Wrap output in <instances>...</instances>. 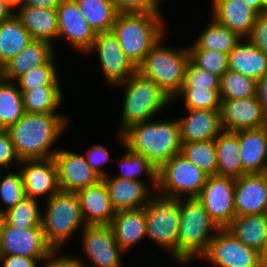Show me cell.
Instances as JSON below:
<instances>
[{"instance_id": "1", "label": "cell", "mask_w": 267, "mask_h": 267, "mask_svg": "<svg viewBox=\"0 0 267 267\" xmlns=\"http://www.w3.org/2000/svg\"><path fill=\"white\" fill-rule=\"evenodd\" d=\"M68 119L59 114L27 113L7 131L21 160L50 159L57 149L50 151L54 141L67 127Z\"/></svg>"}, {"instance_id": "2", "label": "cell", "mask_w": 267, "mask_h": 267, "mask_svg": "<svg viewBox=\"0 0 267 267\" xmlns=\"http://www.w3.org/2000/svg\"><path fill=\"white\" fill-rule=\"evenodd\" d=\"M118 137L125 148L144 155L157 169L179 154L182 148L177 120L136 123L119 133Z\"/></svg>"}, {"instance_id": "3", "label": "cell", "mask_w": 267, "mask_h": 267, "mask_svg": "<svg viewBox=\"0 0 267 267\" xmlns=\"http://www.w3.org/2000/svg\"><path fill=\"white\" fill-rule=\"evenodd\" d=\"M161 13H118L111 31L126 57L138 67L145 55L164 38Z\"/></svg>"}, {"instance_id": "4", "label": "cell", "mask_w": 267, "mask_h": 267, "mask_svg": "<svg viewBox=\"0 0 267 267\" xmlns=\"http://www.w3.org/2000/svg\"><path fill=\"white\" fill-rule=\"evenodd\" d=\"M183 199L180 198V225L177 239L179 264L188 263L196 256L201 257L214 237V232L220 229L198 197Z\"/></svg>"}, {"instance_id": "5", "label": "cell", "mask_w": 267, "mask_h": 267, "mask_svg": "<svg viewBox=\"0 0 267 267\" xmlns=\"http://www.w3.org/2000/svg\"><path fill=\"white\" fill-rule=\"evenodd\" d=\"M161 38L145 55L137 71L156 83L171 99H175L184 83L187 64L190 60L188 47L170 49Z\"/></svg>"}, {"instance_id": "6", "label": "cell", "mask_w": 267, "mask_h": 267, "mask_svg": "<svg viewBox=\"0 0 267 267\" xmlns=\"http://www.w3.org/2000/svg\"><path fill=\"white\" fill-rule=\"evenodd\" d=\"M117 85L125 88L119 133L133 124L150 120L172 100L156 83L138 71Z\"/></svg>"}, {"instance_id": "7", "label": "cell", "mask_w": 267, "mask_h": 267, "mask_svg": "<svg viewBox=\"0 0 267 267\" xmlns=\"http://www.w3.org/2000/svg\"><path fill=\"white\" fill-rule=\"evenodd\" d=\"M42 227L47 242L54 250L60 249L73 233L85 222L76 193L59 191L46 203Z\"/></svg>"}, {"instance_id": "8", "label": "cell", "mask_w": 267, "mask_h": 267, "mask_svg": "<svg viewBox=\"0 0 267 267\" xmlns=\"http://www.w3.org/2000/svg\"><path fill=\"white\" fill-rule=\"evenodd\" d=\"M209 175L181 153L166 161L157 171L158 195L180 199L198 197ZM185 194V195H182Z\"/></svg>"}, {"instance_id": "9", "label": "cell", "mask_w": 267, "mask_h": 267, "mask_svg": "<svg viewBox=\"0 0 267 267\" xmlns=\"http://www.w3.org/2000/svg\"><path fill=\"white\" fill-rule=\"evenodd\" d=\"M144 208L147 238L172 253L177 262L180 199L155 194Z\"/></svg>"}, {"instance_id": "10", "label": "cell", "mask_w": 267, "mask_h": 267, "mask_svg": "<svg viewBox=\"0 0 267 267\" xmlns=\"http://www.w3.org/2000/svg\"><path fill=\"white\" fill-rule=\"evenodd\" d=\"M218 267H263V254L247 247L226 228H220L201 256Z\"/></svg>"}, {"instance_id": "11", "label": "cell", "mask_w": 267, "mask_h": 267, "mask_svg": "<svg viewBox=\"0 0 267 267\" xmlns=\"http://www.w3.org/2000/svg\"><path fill=\"white\" fill-rule=\"evenodd\" d=\"M234 192V178L212 175L208 177L198 196L219 228H226L236 216Z\"/></svg>"}, {"instance_id": "12", "label": "cell", "mask_w": 267, "mask_h": 267, "mask_svg": "<svg viewBox=\"0 0 267 267\" xmlns=\"http://www.w3.org/2000/svg\"><path fill=\"white\" fill-rule=\"evenodd\" d=\"M53 251L42 226L23 229L3 223L0 234V255L47 257Z\"/></svg>"}, {"instance_id": "13", "label": "cell", "mask_w": 267, "mask_h": 267, "mask_svg": "<svg viewBox=\"0 0 267 267\" xmlns=\"http://www.w3.org/2000/svg\"><path fill=\"white\" fill-rule=\"evenodd\" d=\"M97 49L102 72L111 85L127 80L137 67L124 54L117 37L112 31L96 34L93 46L88 53Z\"/></svg>"}, {"instance_id": "14", "label": "cell", "mask_w": 267, "mask_h": 267, "mask_svg": "<svg viewBox=\"0 0 267 267\" xmlns=\"http://www.w3.org/2000/svg\"><path fill=\"white\" fill-rule=\"evenodd\" d=\"M82 233L84 252L94 267H122L119 254L124 250L118 245L110 225H86Z\"/></svg>"}, {"instance_id": "15", "label": "cell", "mask_w": 267, "mask_h": 267, "mask_svg": "<svg viewBox=\"0 0 267 267\" xmlns=\"http://www.w3.org/2000/svg\"><path fill=\"white\" fill-rule=\"evenodd\" d=\"M53 158L61 191L76 193L102 180L83 155L63 149L58 150Z\"/></svg>"}, {"instance_id": "16", "label": "cell", "mask_w": 267, "mask_h": 267, "mask_svg": "<svg viewBox=\"0 0 267 267\" xmlns=\"http://www.w3.org/2000/svg\"><path fill=\"white\" fill-rule=\"evenodd\" d=\"M57 38L66 37L72 46L85 54L90 51L96 38L95 30L81 13L75 0H63L57 7Z\"/></svg>"}, {"instance_id": "17", "label": "cell", "mask_w": 267, "mask_h": 267, "mask_svg": "<svg viewBox=\"0 0 267 267\" xmlns=\"http://www.w3.org/2000/svg\"><path fill=\"white\" fill-rule=\"evenodd\" d=\"M219 112L222 129L230 132L262 127L267 118L257 96L221 101Z\"/></svg>"}, {"instance_id": "18", "label": "cell", "mask_w": 267, "mask_h": 267, "mask_svg": "<svg viewBox=\"0 0 267 267\" xmlns=\"http://www.w3.org/2000/svg\"><path fill=\"white\" fill-rule=\"evenodd\" d=\"M20 173L25 189V196L37 199L47 196L48 200L52 195L60 191L58 183V172L54 158L21 160Z\"/></svg>"}, {"instance_id": "19", "label": "cell", "mask_w": 267, "mask_h": 267, "mask_svg": "<svg viewBox=\"0 0 267 267\" xmlns=\"http://www.w3.org/2000/svg\"><path fill=\"white\" fill-rule=\"evenodd\" d=\"M236 216L264 214L267 207V180L263 173L243 174L235 179Z\"/></svg>"}, {"instance_id": "20", "label": "cell", "mask_w": 267, "mask_h": 267, "mask_svg": "<svg viewBox=\"0 0 267 267\" xmlns=\"http://www.w3.org/2000/svg\"><path fill=\"white\" fill-rule=\"evenodd\" d=\"M85 225H111L116 211L112 207L104 180L76 192Z\"/></svg>"}, {"instance_id": "21", "label": "cell", "mask_w": 267, "mask_h": 267, "mask_svg": "<svg viewBox=\"0 0 267 267\" xmlns=\"http://www.w3.org/2000/svg\"><path fill=\"white\" fill-rule=\"evenodd\" d=\"M186 110L188 115L177 119L182 143L215 140L223 131L219 110Z\"/></svg>"}, {"instance_id": "22", "label": "cell", "mask_w": 267, "mask_h": 267, "mask_svg": "<svg viewBox=\"0 0 267 267\" xmlns=\"http://www.w3.org/2000/svg\"><path fill=\"white\" fill-rule=\"evenodd\" d=\"M213 19L246 39L259 15L243 0H212Z\"/></svg>"}, {"instance_id": "23", "label": "cell", "mask_w": 267, "mask_h": 267, "mask_svg": "<svg viewBox=\"0 0 267 267\" xmlns=\"http://www.w3.org/2000/svg\"><path fill=\"white\" fill-rule=\"evenodd\" d=\"M102 179L116 212L144 208L153 197L148 194V187L141 180L120 179L108 175Z\"/></svg>"}, {"instance_id": "24", "label": "cell", "mask_w": 267, "mask_h": 267, "mask_svg": "<svg viewBox=\"0 0 267 267\" xmlns=\"http://www.w3.org/2000/svg\"><path fill=\"white\" fill-rule=\"evenodd\" d=\"M54 44L44 40H32L15 57L2 66V78L8 81L17 80L30 70L47 64L54 57Z\"/></svg>"}, {"instance_id": "25", "label": "cell", "mask_w": 267, "mask_h": 267, "mask_svg": "<svg viewBox=\"0 0 267 267\" xmlns=\"http://www.w3.org/2000/svg\"><path fill=\"white\" fill-rule=\"evenodd\" d=\"M243 174L263 173L267 164V139L262 127L238 131Z\"/></svg>"}, {"instance_id": "26", "label": "cell", "mask_w": 267, "mask_h": 267, "mask_svg": "<svg viewBox=\"0 0 267 267\" xmlns=\"http://www.w3.org/2000/svg\"><path fill=\"white\" fill-rule=\"evenodd\" d=\"M244 41L242 39L228 54V70L258 81L267 74V55L247 38Z\"/></svg>"}, {"instance_id": "27", "label": "cell", "mask_w": 267, "mask_h": 267, "mask_svg": "<svg viewBox=\"0 0 267 267\" xmlns=\"http://www.w3.org/2000/svg\"><path fill=\"white\" fill-rule=\"evenodd\" d=\"M110 226L118 245L127 251L147 237L145 208L117 211Z\"/></svg>"}, {"instance_id": "28", "label": "cell", "mask_w": 267, "mask_h": 267, "mask_svg": "<svg viewBox=\"0 0 267 267\" xmlns=\"http://www.w3.org/2000/svg\"><path fill=\"white\" fill-rule=\"evenodd\" d=\"M16 10V16L33 39L53 43L58 34L57 10L23 5Z\"/></svg>"}, {"instance_id": "29", "label": "cell", "mask_w": 267, "mask_h": 267, "mask_svg": "<svg viewBox=\"0 0 267 267\" xmlns=\"http://www.w3.org/2000/svg\"><path fill=\"white\" fill-rule=\"evenodd\" d=\"M226 229L247 247L265 253L267 218L264 214L235 216Z\"/></svg>"}, {"instance_id": "30", "label": "cell", "mask_w": 267, "mask_h": 267, "mask_svg": "<svg viewBox=\"0 0 267 267\" xmlns=\"http://www.w3.org/2000/svg\"><path fill=\"white\" fill-rule=\"evenodd\" d=\"M217 150L216 175L239 178L243 175L238 131L223 130L215 139Z\"/></svg>"}, {"instance_id": "31", "label": "cell", "mask_w": 267, "mask_h": 267, "mask_svg": "<svg viewBox=\"0 0 267 267\" xmlns=\"http://www.w3.org/2000/svg\"><path fill=\"white\" fill-rule=\"evenodd\" d=\"M32 40L34 39L16 14L2 21L0 23V66L2 67L20 53Z\"/></svg>"}, {"instance_id": "32", "label": "cell", "mask_w": 267, "mask_h": 267, "mask_svg": "<svg viewBox=\"0 0 267 267\" xmlns=\"http://www.w3.org/2000/svg\"><path fill=\"white\" fill-rule=\"evenodd\" d=\"M90 26L99 32H109L118 15L113 0H75Z\"/></svg>"}, {"instance_id": "33", "label": "cell", "mask_w": 267, "mask_h": 267, "mask_svg": "<svg viewBox=\"0 0 267 267\" xmlns=\"http://www.w3.org/2000/svg\"><path fill=\"white\" fill-rule=\"evenodd\" d=\"M25 114L22 92L17 83L0 81V127L7 130Z\"/></svg>"}, {"instance_id": "34", "label": "cell", "mask_w": 267, "mask_h": 267, "mask_svg": "<svg viewBox=\"0 0 267 267\" xmlns=\"http://www.w3.org/2000/svg\"><path fill=\"white\" fill-rule=\"evenodd\" d=\"M241 40L237 33L212 19L193 44L198 49H213L229 54Z\"/></svg>"}, {"instance_id": "35", "label": "cell", "mask_w": 267, "mask_h": 267, "mask_svg": "<svg viewBox=\"0 0 267 267\" xmlns=\"http://www.w3.org/2000/svg\"><path fill=\"white\" fill-rule=\"evenodd\" d=\"M22 96L25 112L56 114L63 94L60 86H45L25 91Z\"/></svg>"}, {"instance_id": "36", "label": "cell", "mask_w": 267, "mask_h": 267, "mask_svg": "<svg viewBox=\"0 0 267 267\" xmlns=\"http://www.w3.org/2000/svg\"><path fill=\"white\" fill-rule=\"evenodd\" d=\"M180 153L207 175H216L217 150L215 140L182 143Z\"/></svg>"}, {"instance_id": "37", "label": "cell", "mask_w": 267, "mask_h": 267, "mask_svg": "<svg viewBox=\"0 0 267 267\" xmlns=\"http://www.w3.org/2000/svg\"><path fill=\"white\" fill-rule=\"evenodd\" d=\"M4 222L13 228L42 226V212L37 199L24 197L15 206L3 212Z\"/></svg>"}, {"instance_id": "38", "label": "cell", "mask_w": 267, "mask_h": 267, "mask_svg": "<svg viewBox=\"0 0 267 267\" xmlns=\"http://www.w3.org/2000/svg\"><path fill=\"white\" fill-rule=\"evenodd\" d=\"M257 95V81L238 72L227 70L220 77L221 101L242 99Z\"/></svg>"}, {"instance_id": "39", "label": "cell", "mask_w": 267, "mask_h": 267, "mask_svg": "<svg viewBox=\"0 0 267 267\" xmlns=\"http://www.w3.org/2000/svg\"><path fill=\"white\" fill-rule=\"evenodd\" d=\"M120 174L114 176L120 179L140 180L139 174L145 173L152 182V186L157 190L158 169L144 156L130 151L126 148L125 156L120 160Z\"/></svg>"}, {"instance_id": "40", "label": "cell", "mask_w": 267, "mask_h": 267, "mask_svg": "<svg viewBox=\"0 0 267 267\" xmlns=\"http://www.w3.org/2000/svg\"><path fill=\"white\" fill-rule=\"evenodd\" d=\"M54 57L45 65L36 67L16 80L18 88L23 93L45 86H60Z\"/></svg>"}, {"instance_id": "41", "label": "cell", "mask_w": 267, "mask_h": 267, "mask_svg": "<svg viewBox=\"0 0 267 267\" xmlns=\"http://www.w3.org/2000/svg\"><path fill=\"white\" fill-rule=\"evenodd\" d=\"M193 45V46H192ZM189 46L190 61L198 68L221 77L228 70V54L213 49H198Z\"/></svg>"}, {"instance_id": "42", "label": "cell", "mask_w": 267, "mask_h": 267, "mask_svg": "<svg viewBox=\"0 0 267 267\" xmlns=\"http://www.w3.org/2000/svg\"><path fill=\"white\" fill-rule=\"evenodd\" d=\"M180 95L184 97L186 109H220V89H206L201 87L181 88L175 97L178 98Z\"/></svg>"}, {"instance_id": "43", "label": "cell", "mask_w": 267, "mask_h": 267, "mask_svg": "<svg viewBox=\"0 0 267 267\" xmlns=\"http://www.w3.org/2000/svg\"><path fill=\"white\" fill-rule=\"evenodd\" d=\"M0 179V197L6 206L4 210H0L3 213L25 197V189L20 171L18 173L9 172L3 179Z\"/></svg>"}, {"instance_id": "44", "label": "cell", "mask_w": 267, "mask_h": 267, "mask_svg": "<svg viewBox=\"0 0 267 267\" xmlns=\"http://www.w3.org/2000/svg\"><path fill=\"white\" fill-rule=\"evenodd\" d=\"M195 87L220 89V77L198 68L189 60L186 67L184 83L181 88Z\"/></svg>"}, {"instance_id": "45", "label": "cell", "mask_w": 267, "mask_h": 267, "mask_svg": "<svg viewBox=\"0 0 267 267\" xmlns=\"http://www.w3.org/2000/svg\"><path fill=\"white\" fill-rule=\"evenodd\" d=\"M118 13H161L158 0H113Z\"/></svg>"}, {"instance_id": "46", "label": "cell", "mask_w": 267, "mask_h": 267, "mask_svg": "<svg viewBox=\"0 0 267 267\" xmlns=\"http://www.w3.org/2000/svg\"><path fill=\"white\" fill-rule=\"evenodd\" d=\"M247 39L267 55V12L257 16L252 31Z\"/></svg>"}, {"instance_id": "47", "label": "cell", "mask_w": 267, "mask_h": 267, "mask_svg": "<svg viewBox=\"0 0 267 267\" xmlns=\"http://www.w3.org/2000/svg\"><path fill=\"white\" fill-rule=\"evenodd\" d=\"M87 163L90 167L99 174L100 177H106L108 174L102 170L104 163L108 162L110 159L109 152L103 145H93L89 148L84 155Z\"/></svg>"}, {"instance_id": "48", "label": "cell", "mask_w": 267, "mask_h": 267, "mask_svg": "<svg viewBox=\"0 0 267 267\" xmlns=\"http://www.w3.org/2000/svg\"><path fill=\"white\" fill-rule=\"evenodd\" d=\"M14 160L20 163L8 131L2 129L0 131V169L4 167L10 171L9 166H13Z\"/></svg>"}, {"instance_id": "49", "label": "cell", "mask_w": 267, "mask_h": 267, "mask_svg": "<svg viewBox=\"0 0 267 267\" xmlns=\"http://www.w3.org/2000/svg\"><path fill=\"white\" fill-rule=\"evenodd\" d=\"M45 257H24L17 255H0L3 267H37V263Z\"/></svg>"}, {"instance_id": "50", "label": "cell", "mask_w": 267, "mask_h": 267, "mask_svg": "<svg viewBox=\"0 0 267 267\" xmlns=\"http://www.w3.org/2000/svg\"><path fill=\"white\" fill-rule=\"evenodd\" d=\"M57 250H54L49 256L41 259L40 261H45L44 267H69L74 261V257H69L66 255H62L56 257Z\"/></svg>"}, {"instance_id": "51", "label": "cell", "mask_w": 267, "mask_h": 267, "mask_svg": "<svg viewBox=\"0 0 267 267\" xmlns=\"http://www.w3.org/2000/svg\"><path fill=\"white\" fill-rule=\"evenodd\" d=\"M257 98L267 115V74L257 81Z\"/></svg>"}, {"instance_id": "52", "label": "cell", "mask_w": 267, "mask_h": 267, "mask_svg": "<svg viewBox=\"0 0 267 267\" xmlns=\"http://www.w3.org/2000/svg\"><path fill=\"white\" fill-rule=\"evenodd\" d=\"M63 0H24L23 5L56 10Z\"/></svg>"}, {"instance_id": "53", "label": "cell", "mask_w": 267, "mask_h": 267, "mask_svg": "<svg viewBox=\"0 0 267 267\" xmlns=\"http://www.w3.org/2000/svg\"><path fill=\"white\" fill-rule=\"evenodd\" d=\"M14 14L13 9L5 2V0H0V23L11 18Z\"/></svg>"}, {"instance_id": "54", "label": "cell", "mask_w": 267, "mask_h": 267, "mask_svg": "<svg viewBox=\"0 0 267 267\" xmlns=\"http://www.w3.org/2000/svg\"><path fill=\"white\" fill-rule=\"evenodd\" d=\"M249 7L254 9L258 14L263 13V0H243Z\"/></svg>"}, {"instance_id": "55", "label": "cell", "mask_w": 267, "mask_h": 267, "mask_svg": "<svg viewBox=\"0 0 267 267\" xmlns=\"http://www.w3.org/2000/svg\"><path fill=\"white\" fill-rule=\"evenodd\" d=\"M5 2L14 10V7L23 6L24 0H5Z\"/></svg>"}, {"instance_id": "56", "label": "cell", "mask_w": 267, "mask_h": 267, "mask_svg": "<svg viewBox=\"0 0 267 267\" xmlns=\"http://www.w3.org/2000/svg\"><path fill=\"white\" fill-rule=\"evenodd\" d=\"M75 261L69 267H86L84 262L77 257H74Z\"/></svg>"}, {"instance_id": "57", "label": "cell", "mask_w": 267, "mask_h": 267, "mask_svg": "<svg viewBox=\"0 0 267 267\" xmlns=\"http://www.w3.org/2000/svg\"><path fill=\"white\" fill-rule=\"evenodd\" d=\"M263 267H267V247L265 253L263 254Z\"/></svg>"}, {"instance_id": "58", "label": "cell", "mask_w": 267, "mask_h": 267, "mask_svg": "<svg viewBox=\"0 0 267 267\" xmlns=\"http://www.w3.org/2000/svg\"><path fill=\"white\" fill-rule=\"evenodd\" d=\"M3 223H4V216H3V213L0 212V234H1V228H2Z\"/></svg>"}, {"instance_id": "59", "label": "cell", "mask_w": 267, "mask_h": 267, "mask_svg": "<svg viewBox=\"0 0 267 267\" xmlns=\"http://www.w3.org/2000/svg\"><path fill=\"white\" fill-rule=\"evenodd\" d=\"M262 129L264 130L265 135H266V139H267V118H266V121L264 122V124L262 125Z\"/></svg>"}, {"instance_id": "60", "label": "cell", "mask_w": 267, "mask_h": 267, "mask_svg": "<svg viewBox=\"0 0 267 267\" xmlns=\"http://www.w3.org/2000/svg\"><path fill=\"white\" fill-rule=\"evenodd\" d=\"M267 12V0H263V13Z\"/></svg>"}, {"instance_id": "61", "label": "cell", "mask_w": 267, "mask_h": 267, "mask_svg": "<svg viewBox=\"0 0 267 267\" xmlns=\"http://www.w3.org/2000/svg\"><path fill=\"white\" fill-rule=\"evenodd\" d=\"M263 174H264V176H265V178H266V180H267V164H266V167H265V169H264Z\"/></svg>"}, {"instance_id": "62", "label": "cell", "mask_w": 267, "mask_h": 267, "mask_svg": "<svg viewBox=\"0 0 267 267\" xmlns=\"http://www.w3.org/2000/svg\"><path fill=\"white\" fill-rule=\"evenodd\" d=\"M2 67L0 66V81L2 80Z\"/></svg>"}, {"instance_id": "63", "label": "cell", "mask_w": 267, "mask_h": 267, "mask_svg": "<svg viewBox=\"0 0 267 267\" xmlns=\"http://www.w3.org/2000/svg\"><path fill=\"white\" fill-rule=\"evenodd\" d=\"M264 215H265V217L267 218V207H266V210H265Z\"/></svg>"}]
</instances>
